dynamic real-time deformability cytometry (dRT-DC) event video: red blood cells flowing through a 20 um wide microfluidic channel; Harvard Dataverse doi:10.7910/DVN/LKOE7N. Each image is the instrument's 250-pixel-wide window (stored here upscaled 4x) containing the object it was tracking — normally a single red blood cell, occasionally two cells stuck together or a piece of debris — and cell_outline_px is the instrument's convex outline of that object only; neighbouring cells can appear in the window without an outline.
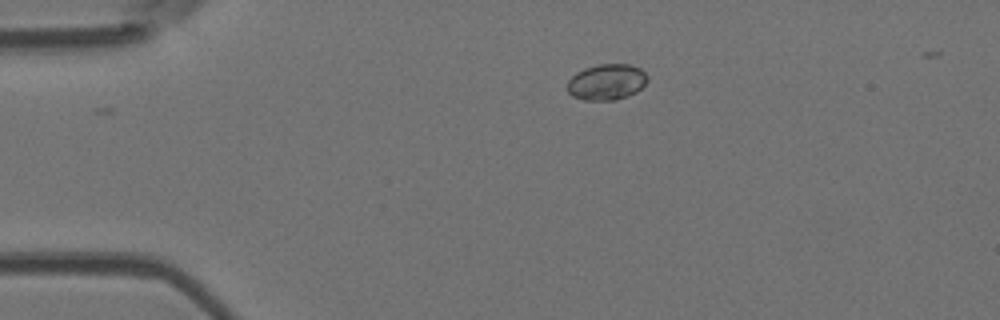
{"species": "Egyptian fruit bat (a non-hibernating species)", "species_latin": "Rousettus aegyptiacus", "temperature_condition": "room temperature", "stored_images_in_passage": 42, "camera_frame_rate_fps": 3000, "um_per_image_px": 0.085, "animal": {"sex": "female"}, "frame": {"image": 1, "passage_image": 1, "time_ms": 0.0, "image_size_px": [1000, 320], "cell_outline_px": [[648, 80], [636, 92], [628, 96], [616, 100], [584, 100], [572, 96], [568, 92], [568, 80], [576, 72], [584, 68], [600, 64], [628, 64], [640, 68], [648, 76]], "centroid_in_image_um": [51.56, 6.97], "position_along_channel_um": 33.4, "area_um2": 16.82}}
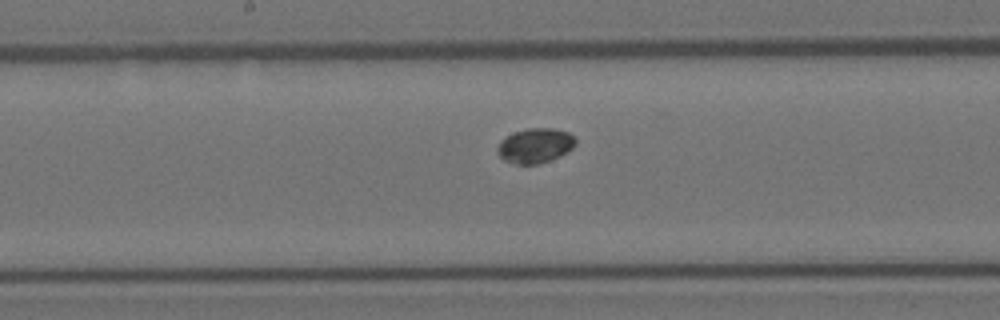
{"frame": {"image": 2, "passage_image": 18, "time_ms": 5.667, "image_size_px": [1000, 320], "cell_outline_px": [[576, 144], [568, 152], [560, 156], [540, 164], [516, 164], [504, 160], [496, 152], [496, 148], [500, 140], [512, 132], [528, 128], [552, 128], [568, 132], [576, 140]], "centroid_in_image_um": [45.47, 12.38], "position_along_channel_um": 202.7, "area_um2": 16.01}}
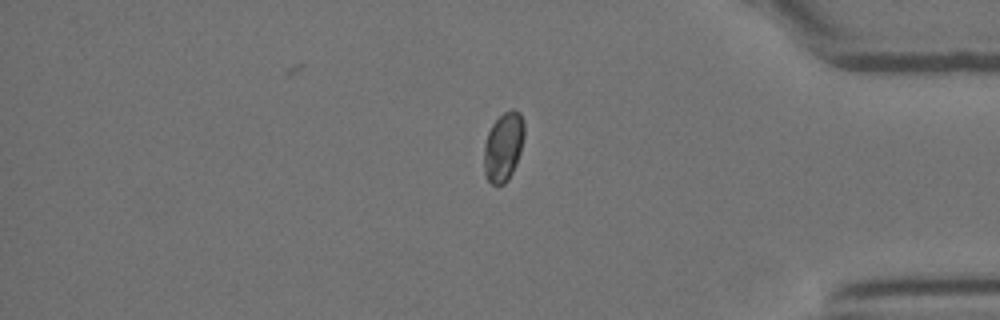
{"frame": {"image": 3, "passage_image": 35, "time_ms": 11.333, "image_size_px": [1000, 320], "cell_outline_px": [[524, 136], [520, 152], [516, 164], [508, 180], [504, 184], [492, 184], [488, 180], [484, 172], [484, 144], [488, 132], [492, 124], [504, 112], [512, 108], [520, 112], [524, 120]], "centroid_in_image_um": [42.79, 12.45], "position_along_channel_um": 392.4, "area_um2": 16.24}}